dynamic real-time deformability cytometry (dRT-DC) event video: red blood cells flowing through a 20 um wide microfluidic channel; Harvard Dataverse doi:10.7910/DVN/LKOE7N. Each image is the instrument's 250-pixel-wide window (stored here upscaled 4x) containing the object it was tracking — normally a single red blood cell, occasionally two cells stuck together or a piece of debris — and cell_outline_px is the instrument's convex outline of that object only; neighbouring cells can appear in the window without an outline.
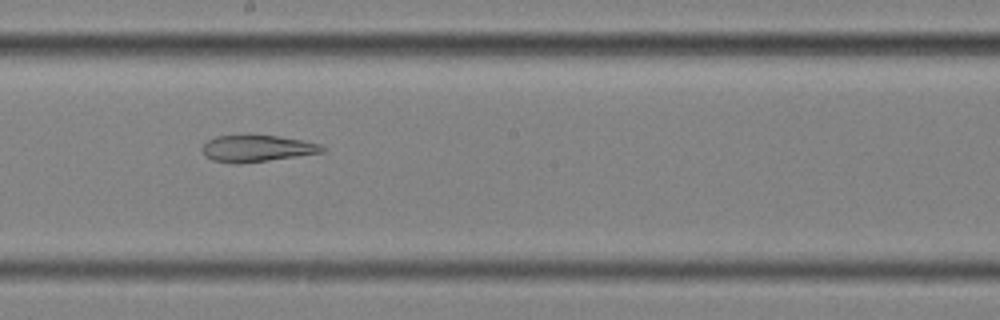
{"species": "common noctule bat (a hibernating species)", "species_latin": "Nyctalus noctula", "temperature_condition": "cold", "stored_images_in_passage": 52, "segment_of_instrument_passage": [2, 2], "camera_frame_rate_fps": 3000, "um_per_image_px": 0.085, "animal": {"sex": "female", "body_mass_g": 25.1}, "frame": {"image": 1, "passage_image": 27, "time_ms": 8.667, "image_size_px": [1000, 320], "cell_outline_px": [[328, 148], [324, 152], [268, 160], [236, 164], [212, 160], [204, 156], [200, 148], [208, 140], [216, 136], [276, 136], [300, 140], [320, 144]], "centroid_in_image_um": [21.81, 12.63], "position_along_channel_um": 226.4, "area_um2": 18.38}}
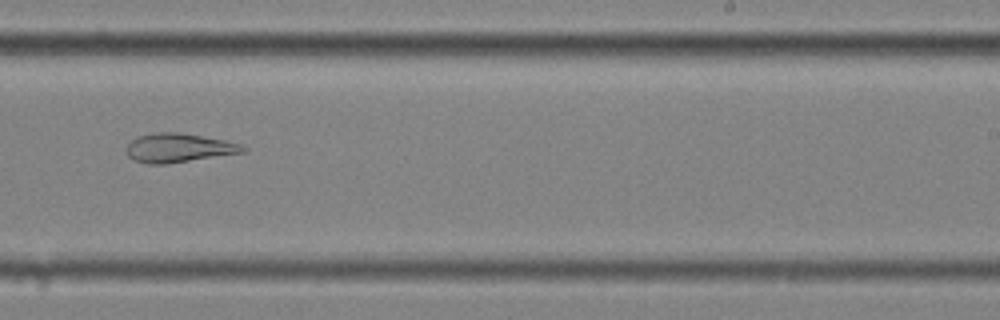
{"frame": {"image": 2, "passage_image": 31, "time_ms": 10.0, "image_size_px": [1000, 320], "cell_outline_px": [[248, 148], [244, 152], [164, 164], [148, 164], [132, 160], [128, 156], [128, 144], [132, 140], [140, 136], [152, 132], [176, 132], [224, 140], [240, 144]], "centroid_in_image_um": [15.16, 12.57], "position_along_channel_um": 273.8, "area_um2": 19.31}}
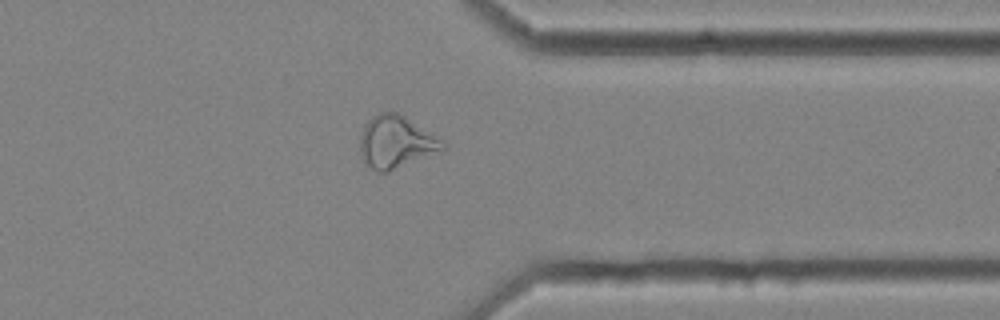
{"frame": {"image": 3, "passage_image": 40, "time_ms": 13.0, "image_size_px": [1000, 320], "cell_outline_px": [[448, 148], [440, 152], [388, 172], [376, 172], [364, 164], [360, 152], [360, 136], [364, 124], [372, 116], [380, 112], [396, 112], [404, 116], [448, 144]], "centroid_in_image_um": [33.65, 12.1], "position_along_channel_um": 377.8, "area_um2": 25.43}}